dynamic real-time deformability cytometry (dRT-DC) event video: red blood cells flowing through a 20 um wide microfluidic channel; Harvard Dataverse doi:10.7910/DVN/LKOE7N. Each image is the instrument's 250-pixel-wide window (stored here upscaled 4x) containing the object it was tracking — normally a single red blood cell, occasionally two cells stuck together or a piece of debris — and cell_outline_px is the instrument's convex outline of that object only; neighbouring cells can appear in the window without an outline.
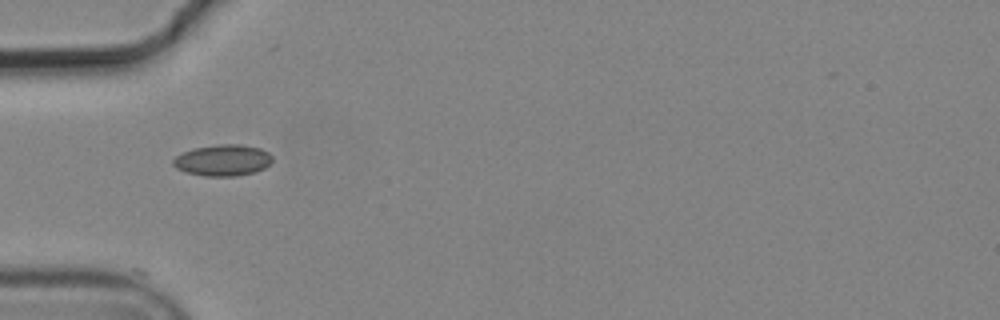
{"species": "common noctule bat (a hibernating species)", "species_latin": "Nyctalus noctula", "temperature_condition": "cold", "stored_images_in_passage": 4, "camera_frame_rate_fps": 3000, "um_per_image_px": 0.085, "animal": {"sex": "male", "body_mass_g": 19.2, "forearm_length_mm": 51.8}, "frame": {"image": 1, "passage_image": 1, "time_ms": 0.0, "image_size_px": [1000, 320], "cell_outline_px": [[272, 160], [264, 168], [256, 172], [236, 176], [204, 176], [184, 172], [176, 168], [172, 164], [172, 160], [176, 156], [192, 148], [216, 144], [240, 144], [260, 148], [268, 152], [272, 156]], "centroid_in_image_um": [18.92, 13.62], "position_along_channel_um": 66.1, "area_um2": 18.26}}
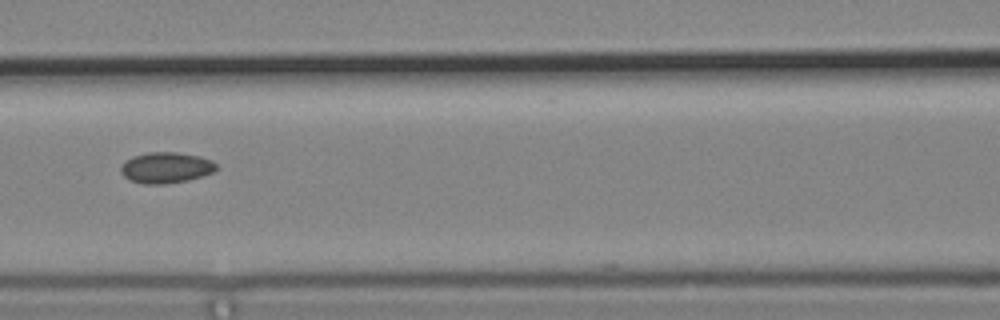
{"frame": {"image": 2, "passage_image": 3, "time_ms": 0.667, "image_size_px": [1000, 320], "cell_outline_px": [[216, 168], [212, 172], [204, 176], [188, 180], [164, 184], [144, 184], [132, 180], [124, 176], [120, 172], [120, 168], [132, 156], [148, 152], [176, 152], [200, 156], [212, 160], [216, 164]], "centroid_in_image_um": [14.13, 14.25], "position_along_channel_um": 152.5, "area_um2": 17.11}}
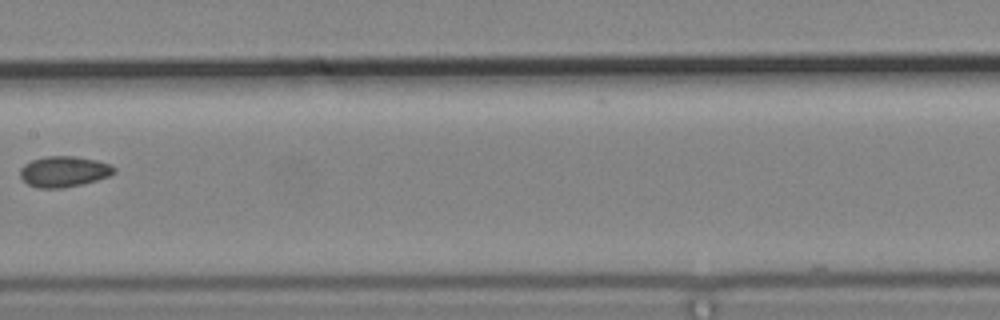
{"frame": {"image": 3, "passage_image": 4, "time_ms": 1.0, "image_size_px": [1000, 320], "cell_outline_px": [[116, 172], [108, 176], [96, 180], [80, 184], [60, 188], [40, 188], [28, 184], [20, 176], [20, 168], [24, 164], [32, 160], [48, 156], [76, 156], [96, 160], [112, 164], [116, 168]], "centroid_in_image_um": [5.45, 14.57], "position_along_channel_um": 202.0, "area_um2": 16.76}}